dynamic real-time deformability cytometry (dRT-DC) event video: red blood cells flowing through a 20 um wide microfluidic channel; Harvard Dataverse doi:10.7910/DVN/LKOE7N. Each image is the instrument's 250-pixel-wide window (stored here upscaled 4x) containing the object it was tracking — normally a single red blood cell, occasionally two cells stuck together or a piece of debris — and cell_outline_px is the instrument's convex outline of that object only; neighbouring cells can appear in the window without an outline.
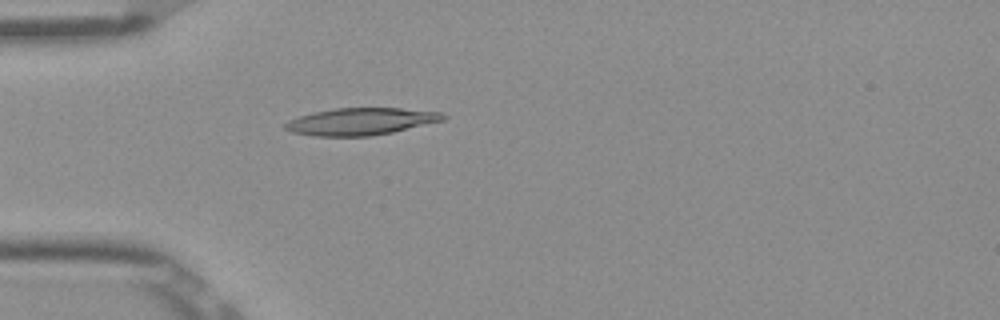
{"species": "Egyptian fruit bat (a non-hibernating species)", "species_latin": "Rousettus aegyptiacus", "temperature_condition": "room temperature", "stored_images_in_passage": 36, "camera_frame_rate_fps": 3000, "um_per_image_px": 0.085, "frame": {"image": 1, "passage_image": 2, "time_ms": 0.333, "image_size_px": [1000, 320], "cell_outline_px": [[448, 116], [444, 120], [392, 132], [368, 136], [312, 136], [292, 132], [284, 128], [284, 124], [288, 120], [312, 112], [336, 108], [400, 108], [440, 112]], "centroid_in_image_um": [30.65, 10.32], "position_along_channel_um": 54.4, "area_um2": 24.85}}
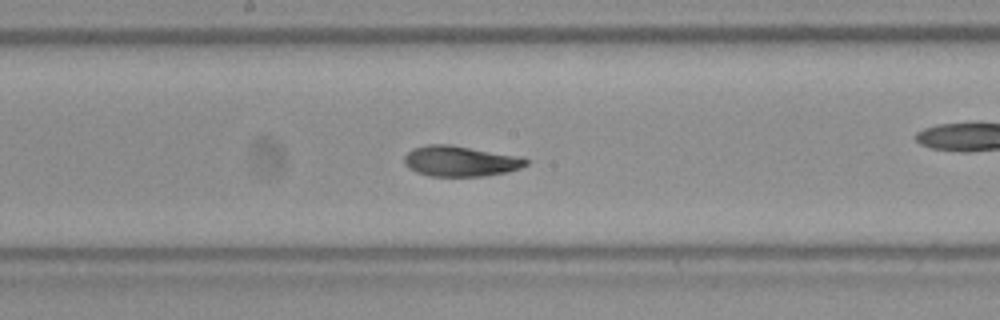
{"frame": {"image": 2, "passage_image": 11, "time_ms": 3.333, "image_size_px": [1000, 320], "cell_outline_px": [[528, 164], [520, 168], [508, 172], [484, 176], [428, 176], [416, 172], [408, 168], [404, 164], [404, 156], [412, 148], [428, 144], [452, 144], [524, 156], [528, 160]], "centroid_in_image_um": [39.16, 13.68], "position_along_channel_um": 209.0, "area_um2": 22.2}}
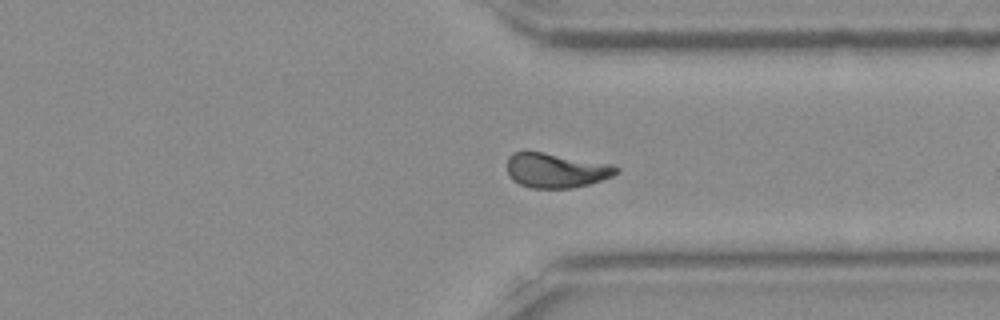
{"frame": {"image": 3, "passage_image": 23, "time_ms": 7.333, "image_size_px": [1000, 320], "cell_outline_px": [[620, 172], [612, 176], [588, 184], [572, 188], [532, 188], [520, 184], [512, 180], [508, 176], [508, 156], [512, 152], [524, 148], [612, 164], [620, 168]], "centroid_in_image_um": [47.22, 14.44], "position_along_channel_um": 364.2, "area_um2": 22.66}, "authors_computed_cell_mechanics": {"area_um2": 21.8773, "velocity_mm_per_s": 3.8768, "shape_relaxation_time_tau1_ms": 2.6719, "shape_relaxation_time_tau2_ms": 1.6807, "deformation_change_tau1": 0.0967, "deformation_change_tau2": 0.0576}}